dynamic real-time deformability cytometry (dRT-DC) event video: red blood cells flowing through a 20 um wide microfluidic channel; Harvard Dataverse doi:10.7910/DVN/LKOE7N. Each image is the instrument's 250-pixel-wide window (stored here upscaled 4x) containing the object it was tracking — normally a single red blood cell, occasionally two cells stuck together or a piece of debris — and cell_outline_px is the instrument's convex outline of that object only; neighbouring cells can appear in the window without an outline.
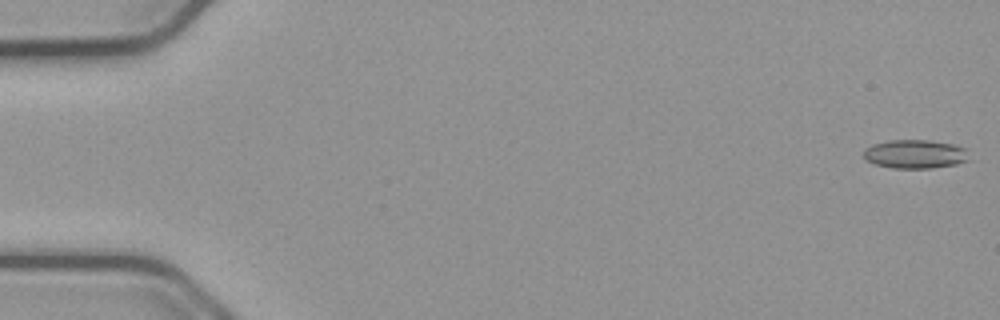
{"species": "common noctule bat (a hibernating species)", "species_latin": "Nyctalus noctula", "temperature_condition": "cold", "stored_images_in_passage": 55, "camera_frame_rate_fps": 3000, "um_per_image_px": 0.085, "animal": {"sex": "male", "body_mass_g": 23.1, "forearm_length_mm": 52.7}, "frame": {"image": 1, "passage_image": 1, "time_ms": 0.0, "image_size_px": [1000, 320], "cell_outline_px": [[972, 160], [956, 164], [932, 168], [892, 168], [876, 164], [864, 160], [864, 148], [872, 144], [888, 140], [928, 140], [952, 144], [968, 148]], "centroid_in_image_um": [77.83, 13.09], "position_along_channel_um": 7.2, "area_um2": 18.03}}
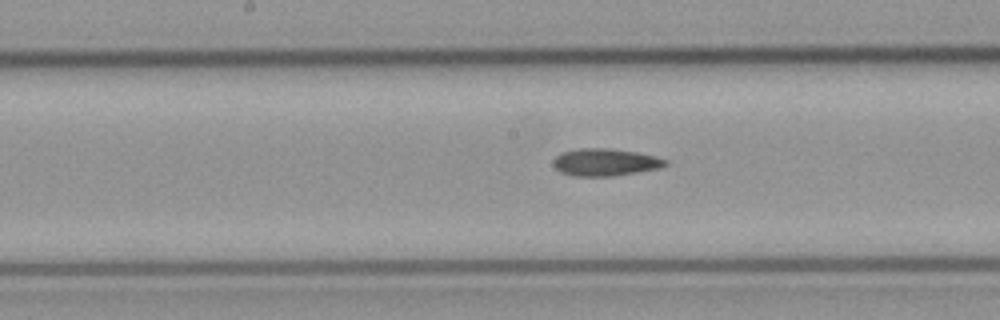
{"frame": {"image": 2, "passage_image": 28, "time_ms": 9.0, "image_size_px": [1000, 320], "cell_outline_px": [[668, 164], [660, 168], [612, 176], [572, 176], [560, 172], [552, 164], [552, 160], [560, 152], [576, 148], [612, 148], [636, 152], [656, 156], [668, 160]], "centroid_in_image_um": [51.41, 13.78], "position_along_channel_um": 196.8, "area_um2": 18.09}}
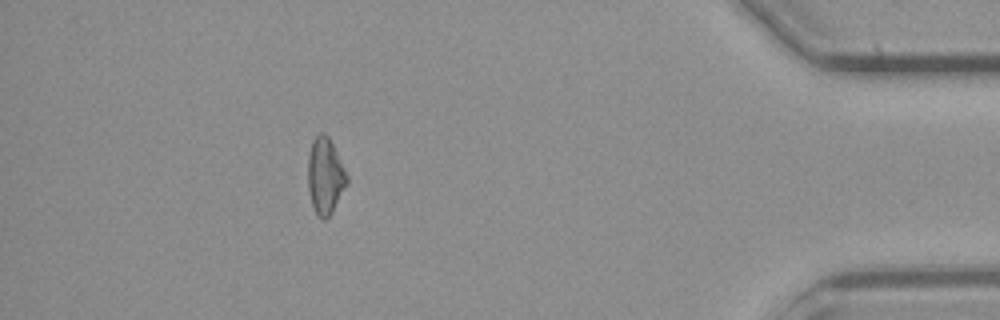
{"frame": {"image": 3, "passage_image": 49, "time_ms": 16.0, "image_size_px": [1000, 320], "cell_outline_px": [[348, 184], [332, 212], [324, 220], [316, 216], [312, 204], [308, 188], [308, 156], [312, 140], [320, 132], [324, 132], [328, 136], [348, 176]], "centroid_in_image_um": [27.64, 14.97], "position_along_channel_um": 407.6, "area_um2": 17.34}}